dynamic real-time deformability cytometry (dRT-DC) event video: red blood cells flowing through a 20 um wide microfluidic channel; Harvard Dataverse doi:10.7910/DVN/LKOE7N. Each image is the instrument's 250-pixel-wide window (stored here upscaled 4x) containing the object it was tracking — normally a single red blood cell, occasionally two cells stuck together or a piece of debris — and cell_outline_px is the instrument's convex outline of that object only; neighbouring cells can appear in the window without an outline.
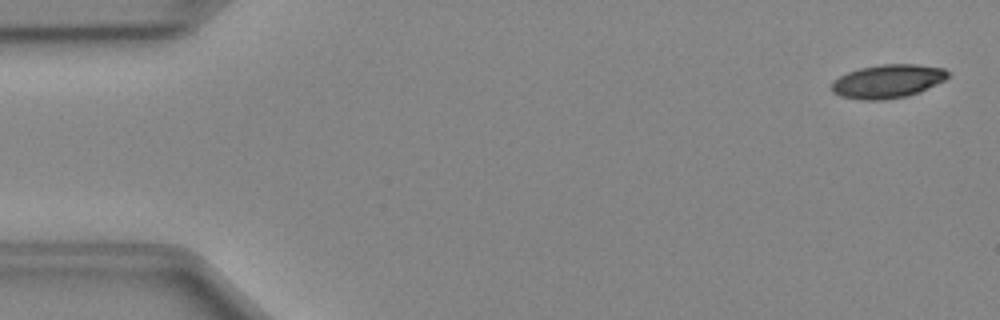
{"species": "Egyptian fruit bat (a non-hibernating species)", "species_latin": "Rousettus aegyptiacus", "temperature_condition": "cold", "stored_images_in_passage": 51, "camera_frame_rate_fps": 3000, "um_per_image_px": 0.085, "animal": {"sex": "female"}, "frame": {"image": 1, "passage_image": 2, "time_ms": 0.333, "image_size_px": [1000, 320], "cell_outline_px": [[948, 76], [944, 80], [936, 84], [908, 96], [884, 100], [864, 100], [840, 96], [832, 92], [832, 80], [848, 72], [860, 68], [880, 64], [916, 64], [944, 68], [948, 72]], "centroid_in_image_um": [75.43, 6.9], "position_along_channel_um": 9.6, "area_um2": 22.66}}
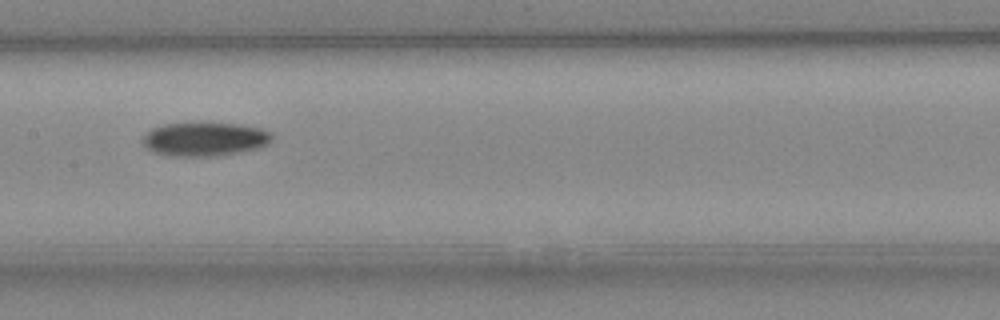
{"frame": {"image": 2, "passage_image": 25, "time_ms": 8.0, "image_size_px": [1000, 320], "cell_outline_px": [[272, 136], [268, 144], [260, 148], [216, 156], [172, 156], [156, 152], [148, 148], [144, 144], [144, 136], [152, 128], [164, 124], [204, 120], [240, 124], [260, 128], [268, 132]], "centroid_in_image_um": [17.42, 11.78], "position_along_channel_um": 190.0, "area_um2": 25.95}}
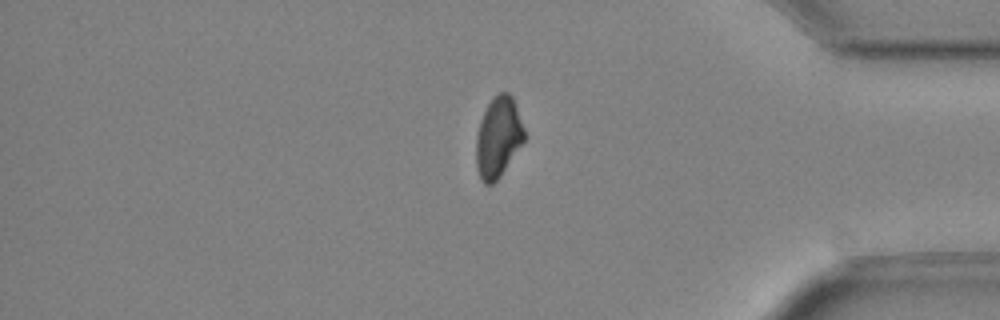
{"frame": {"image": 3, "passage_image": 42, "time_ms": 13.667, "image_size_px": [1000, 320], "cell_outline_px": [[524, 140], [500, 176], [492, 184], [484, 184], [480, 180], [476, 168], [476, 136], [480, 120], [488, 104], [500, 92], [508, 92], [512, 96], [524, 128]], "centroid_in_image_um": [42.32, 11.69], "position_along_channel_um": 392.9, "area_um2": 22.31}, "authors_computed_cell_mechanics": {"area_um2": 23.8714, "velocity_mm_per_s": 4.023, "shape_relaxation_time_tau1_ms": 5.4515, "shape_relaxation_time_tau2_ms": null, "deformation_change_tau1": 0.1488, "deformation_change_tau2": null}}